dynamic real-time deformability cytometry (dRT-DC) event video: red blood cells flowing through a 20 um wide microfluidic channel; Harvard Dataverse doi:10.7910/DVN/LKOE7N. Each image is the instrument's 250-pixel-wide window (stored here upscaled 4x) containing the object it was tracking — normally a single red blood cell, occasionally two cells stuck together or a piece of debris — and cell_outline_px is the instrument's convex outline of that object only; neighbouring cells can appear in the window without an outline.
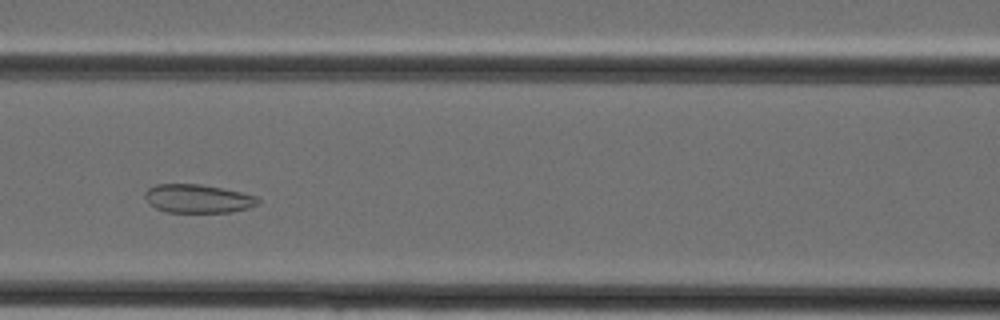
{"species": "Egyptian fruit bat (a non-hibernating species)", "species_latin": "Rousettus aegyptiacus", "temperature_condition": "cold", "stored_images_in_passage": 32, "camera_frame_rate_fps": 3000, "um_per_image_px": 0.085, "animal": {"sex": "female"}, "frame": {"image": 1, "passage_image": 11, "time_ms": 3.333, "image_size_px": [1000, 320], "cell_outline_px": [[260, 204], [248, 208], [232, 212], [164, 212], [148, 204], [144, 196], [144, 192], [148, 188], [156, 184], [200, 184], [224, 188], [256, 196], [260, 200]], "centroid_in_image_um": [16.8, 16.88], "position_along_channel_um": 149.8, "area_um2": 19.02}}
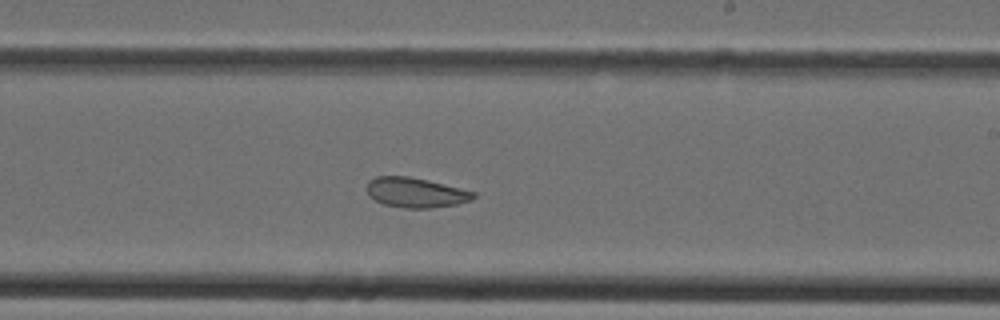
{"frame": {"image": 2, "passage_image": 17, "time_ms": 5.333, "image_size_px": [1000, 320], "cell_outline_px": [[476, 196], [472, 200], [456, 204], [428, 208], [404, 208], [384, 204], [368, 196], [368, 180], [376, 176], [408, 176], [428, 180], [476, 192]], "centroid_in_image_um": [35.33, 16.36], "position_along_channel_um": 253.7, "area_um2": 18.5}}
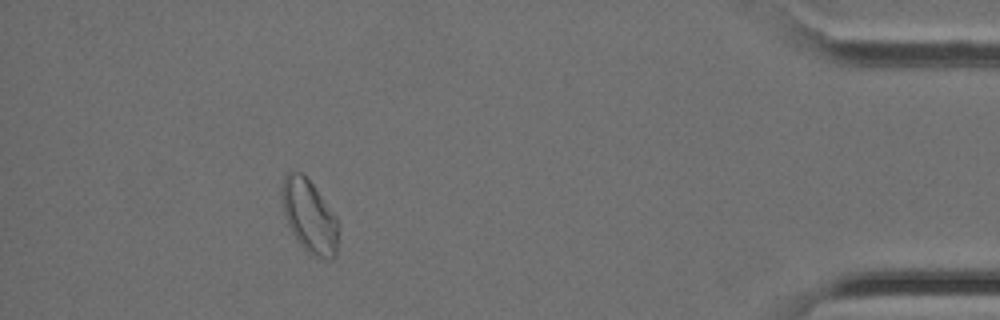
{"frame": {"image": 3, "passage_image": 29, "time_ms": 9.333, "image_size_px": [1000, 320], "cell_outline_px": [[340, 224], [336, 256], [328, 260], [312, 256], [300, 244], [292, 232], [288, 224], [284, 212], [280, 192], [280, 188], [284, 176], [288, 172], [300, 172], [312, 184], [336, 216]], "centroid_in_image_um": [26.31, 18.41], "position_along_channel_um": 408.9, "area_um2": 24.16}}